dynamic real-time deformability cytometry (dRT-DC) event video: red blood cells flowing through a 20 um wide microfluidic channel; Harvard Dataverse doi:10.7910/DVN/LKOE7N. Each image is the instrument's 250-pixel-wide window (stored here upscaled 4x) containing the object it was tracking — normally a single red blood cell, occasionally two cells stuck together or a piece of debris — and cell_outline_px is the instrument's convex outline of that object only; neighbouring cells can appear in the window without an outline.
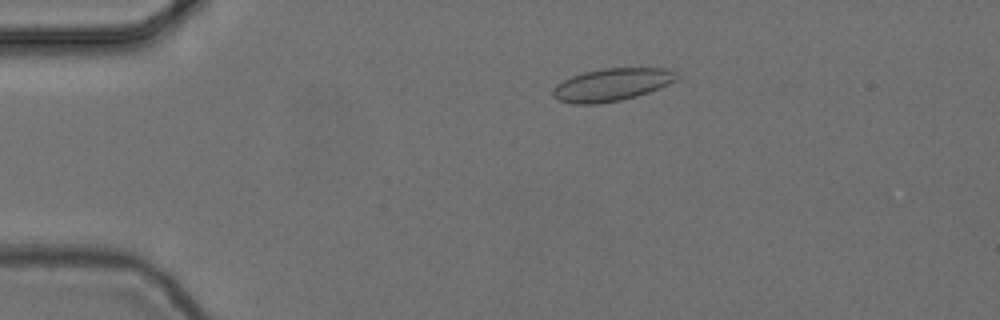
{"species": "common noctule bat (a hibernating species)", "species_latin": "Nyctalus noctula", "temperature_condition": "cold", "stored_images_in_passage": 55, "camera_frame_rate_fps": 3000, "um_per_image_px": 0.085, "animal": {"sex": "female", "body_mass_g": 24.6, "forearm_length_mm": 56.2}, "frame": {"image": 1, "passage_image": 11, "time_ms": 3.333, "image_size_px": [1000, 320], "cell_outline_px": [[680, 76], [676, 80], [668, 84], [648, 92], [636, 96], [620, 100], [596, 104], [572, 104], [560, 100], [552, 96], [552, 88], [556, 84], [572, 76], [584, 72], [604, 68], [672, 68]], "centroid_in_image_um": [52.0, 7.19], "position_along_channel_um": 33.0, "area_um2": 23.58}}
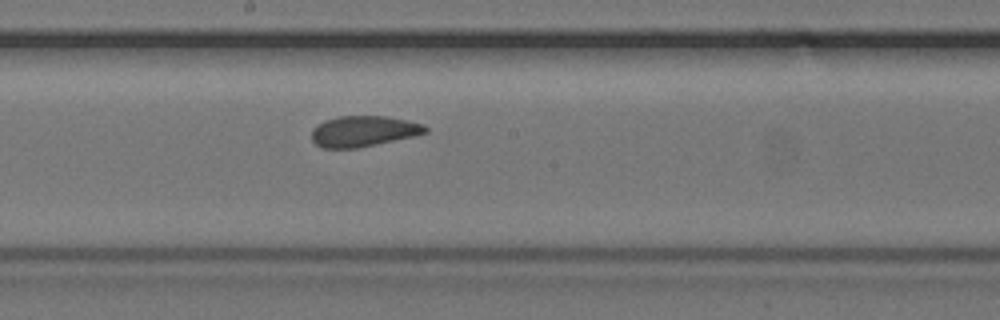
{"frame": {"image": 2, "passage_image": 30, "time_ms": 9.667, "image_size_px": [1000, 320], "cell_outline_px": [[428, 132], [416, 136], [360, 148], [324, 148], [316, 144], [312, 140], [312, 128], [316, 124], [324, 120], [336, 116], [388, 116], [408, 120], [424, 124], [428, 128]], "centroid_in_image_um": [30.92, 11.15], "position_along_channel_um": 217.3, "area_um2": 20.81}}
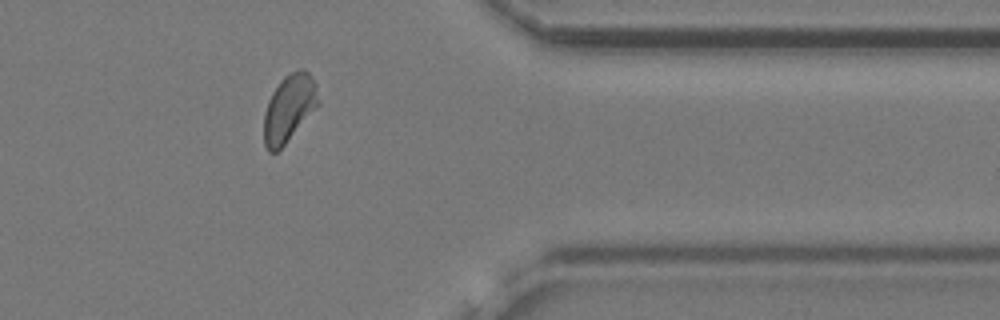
{"frame": {"image": 3, "passage_image": 45, "time_ms": 14.667, "image_size_px": [1000, 320], "cell_outline_px": [[320, 104], [284, 144], [276, 152], [268, 152], [264, 144], [264, 112], [268, 100], [272, 92], [280, 80], [284, 76], [300, 68], [304, 68], [312, 76], [316, 84], [320, 100]], "centroid_in_image_um": [24.58, 9.16], "position_along_channel_um": 386.8, "area_um2": 21.39}, "authors_computed_cell_mechanics": {"area_um2": 21.386, "velocity_mm_per_s": 3.7044, "shape_relaxation_time_tau1_ms": null, "shape_relaxation_time_tau2_ms": 0.7885, "deformation_change_tau1": null, "deformation_change_tau2": 0.0431}}